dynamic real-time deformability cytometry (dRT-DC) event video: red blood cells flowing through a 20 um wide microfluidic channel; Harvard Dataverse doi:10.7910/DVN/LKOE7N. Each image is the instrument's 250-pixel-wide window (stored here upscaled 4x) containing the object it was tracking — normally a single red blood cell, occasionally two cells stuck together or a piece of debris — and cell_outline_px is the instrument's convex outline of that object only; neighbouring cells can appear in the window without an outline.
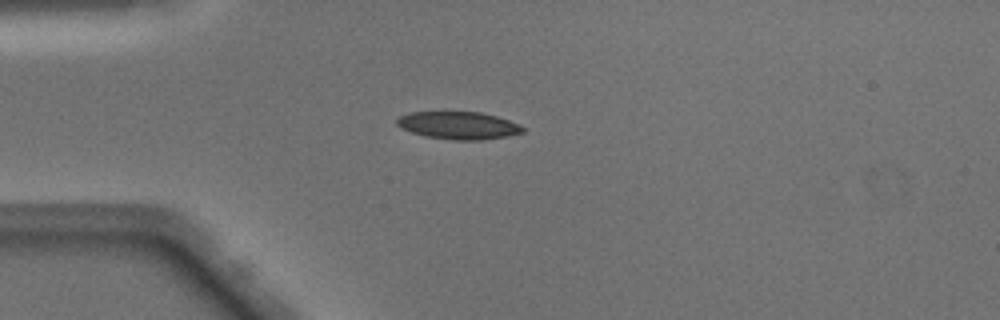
{"species": "Egyptian fruit bat (a non-hibernating species)", "species_latin": "Rousettus aegyptiacus", "temperature_condition": "warm", "stored_images_in_passage": 37, "camera_frame_rate_fps": 3000, "um_per_image_px": 0.085, "animal": {"sex": "male"}, "frame": {"image": 1, "passage_image": 1, "time_ms": 0.0, "image_size_px": [1000, 320], "cell_outline_px": [[524, 132], [508, 136], [480, 140], [452, 140], [424, 136], [412, 132], [396, 124], [396, 120], [400, 116], [408, 112], [480, 112], [496, 116], [520, 124], [524, 128]], "centroid_in_image_um": [38.98, 10.66], "position_along_channel_um": 46.0, "area_um2": 20.17}}
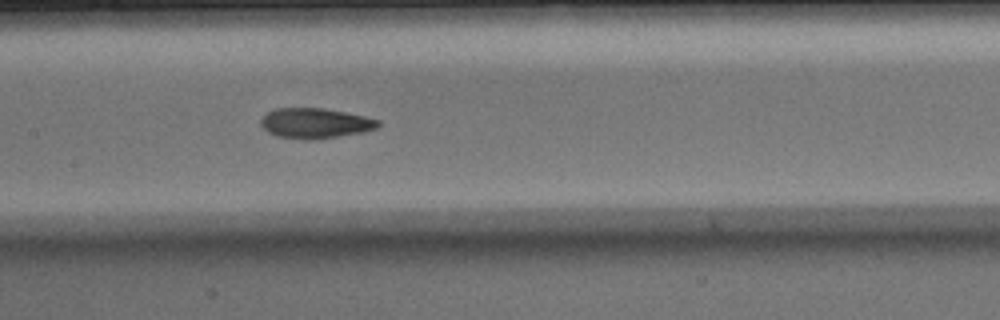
{"frame": {"image": 2, "passage_image": 12, "time_ms": 3.667, "image_size_px": [1000, 320], "cell_outline_px": [[380, 124], [376, 128], [364, 132], [312, 140], [276, 136], [268, 132], [260, 124], [260, 120], [268, 112], [276, 108], [324, 108], [364, 116], [380, 120]], "centroid_in_image_um": [26.79, 10.47], "position_along_channel_um": 180.6, "area_um2": 20.52}}
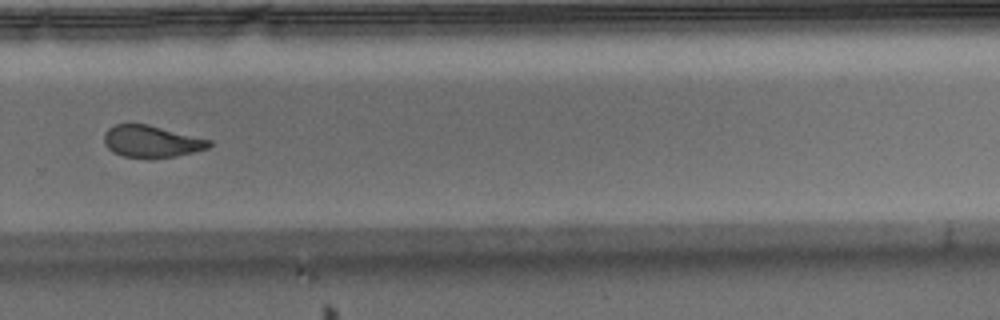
{"frame": {"image": 3, "passage_image": 22, "time_ms": 7.0, "image_size_px": [1000, 320], "cell_outline_px": [[212, 144], [208, 148], [176, 156], [152, 160], [148, 160], [124, 156], [112, 152], [104, 144], [104, 132], [108, 128], [116, 124], [148, 124], [212, 140]], "centroid_in_image_um": [12.86, 12.05], "position_along_channel_um": 316.9, "area_um2": 19.94}, "authors_computed_cell_mechanics": {"area_um2": 20.6924, "velocity_mm_per_s": 4.106, "shape_relaxation_time_tau1_ms": 10.1806, "shape_relaxation_time_tau2_ms": 1.9717, "deformation_change_tau1": 0.249, "deformation_change_tau2": 0.0831}}